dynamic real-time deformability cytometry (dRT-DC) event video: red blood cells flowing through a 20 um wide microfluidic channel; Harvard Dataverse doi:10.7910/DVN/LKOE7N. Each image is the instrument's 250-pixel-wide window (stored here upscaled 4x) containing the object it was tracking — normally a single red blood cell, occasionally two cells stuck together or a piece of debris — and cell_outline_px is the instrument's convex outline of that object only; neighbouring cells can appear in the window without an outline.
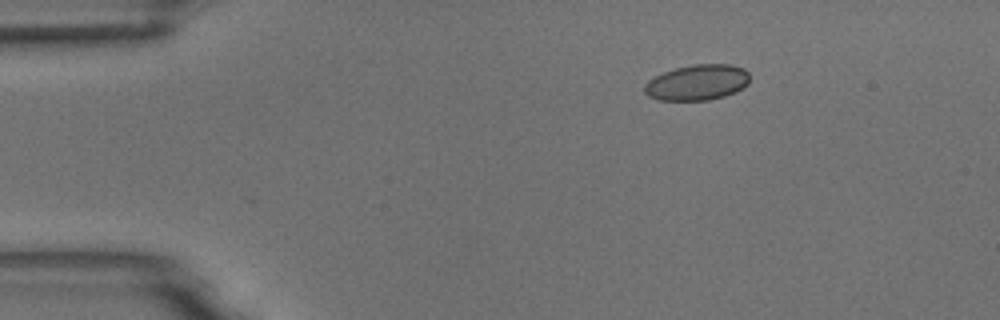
{"species": "common noctule bat (a hibernating species)", "species_latin": "Nyctalus noctula", "temperature_condition": "room temperature", "stored_images_in_passage": 4, "camera_frame_rate_fps": 3000, "um_per_image_px": 0.085, "animal": {"sex": "male", "body_mass_g": 18.8}, "frame": {"image": 1, "passage_image": 2, "time_ms": 0.333, "image_size_px": [1000, 320], "cell_outline_px": [[748, 84], [736, 92], [724, 96], [708, 100], [656, 100], [648, 96], [644, 92], [644, 84], [648, 80], [664, 72], [676, 68], [696, 64], [732, 64], [744, 68], [748, 72]], "centroid_in_image_um": [59.26, 7.01], "position_along_channel_um": 25.7, "area_um2": 21.91}}